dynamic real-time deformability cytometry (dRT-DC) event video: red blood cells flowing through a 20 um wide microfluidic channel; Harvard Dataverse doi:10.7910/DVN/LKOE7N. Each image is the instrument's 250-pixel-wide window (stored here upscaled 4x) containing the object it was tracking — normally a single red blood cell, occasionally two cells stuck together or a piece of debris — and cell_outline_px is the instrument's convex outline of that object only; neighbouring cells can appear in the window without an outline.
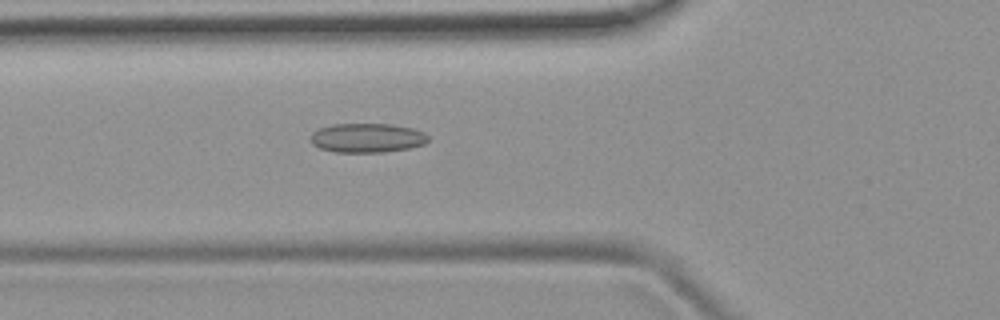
{"species": "common noctule bat (a hibernating species)", "species_latin": "Nyctalus noctula", "temperature_condition": "room temperature", "stored_images_in_passage": 39, "camera_frame_rate_fps": 3000, "um_per_image_px": 0.085, "animal": {"sex": "female", "body_mass_g": 19.9}, "frame": {"image": 1, "passage_image": 6, "time_ms": 1.667, "image_size_px": [1000, 320], "cell_outline_px": [[428, 140], [424, 144], [408, 148], [384, 152], [336, 152], [320, 148], [312, 144], [312, 132], [320, 128], [332, 124], [392, 124], [412, 128], [424, 132], [428, 136]], "centroid_in_image_um": [31.22, 11.72], "position_along_channel_um": 94.6, "area_um2": 19.94}}
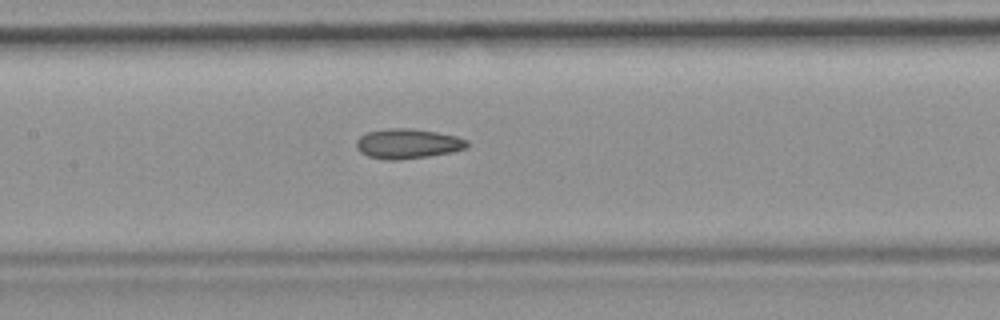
{"frame": {"image": 2, "passage_image": 12, "time_ms": 3.667, "image_size_px": [1000, 320], "cell_outline_px": [[468, 148], [452, 152], [428, 156], [400, 160], [388, 160], [368, 156], [360, 152], [356, 148], [356, 140], [360, 136], [368, 132], [388, 128], [412, 128], [436, 132], [456, 136], [468, 140]], "centroid_in_image_um": [34.66, 12.21], "position_along_channel_um": 172.7, "area_um2": 19.36}}
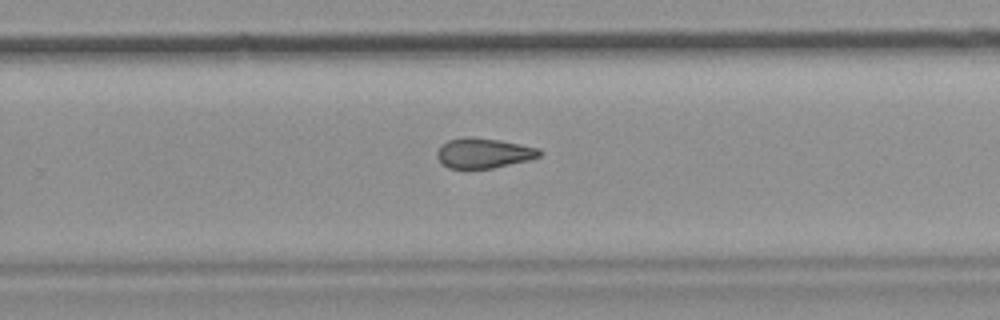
{"frame": {"image": 3, "passage_image": 21, "time_ms": 6.667, "image_size_px": [1000, 320], "cell_outline_px": [[544, 152], [540, 156], [528, 160], [492, 168], [448, 168], [436, 156], [436, 152], [448, 140], [464, 136], [472, 136], [500, 140], [540, 148]], "centroid_in_image_um": [41.14, 12.99], "position_along_channel_um": 288.7, "area_um2": 17.92}, "authors_computed_cell_mechanics": {"area_um2": 18.6694, "velocity_mm_per_s": 3.8917, "shape_relaxation_time_tau1_ms": null, "shape_relaxation_time_tau2_ms": 3.6292, "deformation_change_tau1": null, "deformation_change_tau2": 0.1039}}